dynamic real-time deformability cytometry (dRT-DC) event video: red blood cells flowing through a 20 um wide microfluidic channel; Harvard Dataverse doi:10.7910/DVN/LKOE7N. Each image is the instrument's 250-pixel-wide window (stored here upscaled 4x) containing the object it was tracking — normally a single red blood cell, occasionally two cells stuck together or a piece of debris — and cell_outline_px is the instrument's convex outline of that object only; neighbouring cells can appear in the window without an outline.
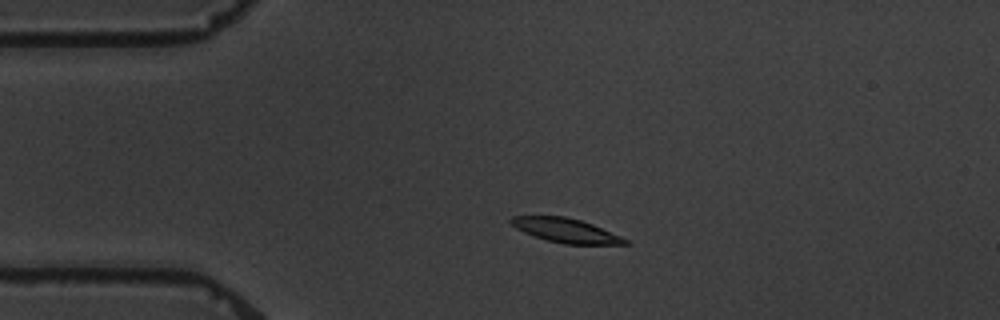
{"species": "common noctule bat (a hibernating species)", "species_latin": "Nyctalus noctula", "temperature_condition": "warm", "stored_images_in_passage": 4, "camera_frame_rate_fps": 3000, "um_per_image_px": 0.085, "animal": {"sex": "male", "body_mass_g": 19.5, "forearm_length_mm": 54.6}, "frame": {"image": 1, "passage_image": 3, "time_ms": 2.333, "image_size_px": [1000, 320], "cell_outline_px": [[632, 244], [564, 244], [548, 240], [524, 232], [516, 228], [508, 220], [512, 216], [564, 216], [580, 220], [592, 224], [620, 236], [628, 240]], "centroid_in_image_um": [48.1, 19.58], "position_along_channel_um": 36.9, "area_um2": 15.84}}